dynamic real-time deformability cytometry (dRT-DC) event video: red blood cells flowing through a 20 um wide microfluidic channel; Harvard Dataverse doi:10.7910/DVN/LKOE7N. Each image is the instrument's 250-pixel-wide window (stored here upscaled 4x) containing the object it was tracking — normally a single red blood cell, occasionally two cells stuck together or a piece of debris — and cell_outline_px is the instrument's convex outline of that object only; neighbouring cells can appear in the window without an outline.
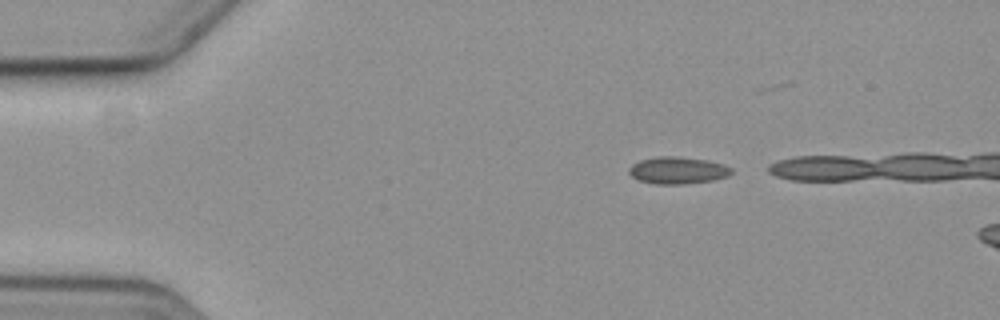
{"species": "common noctule bat (a hibernating species)", "species_latin": "Nyctalus noctula", "temperature_condition": "cold", "stored_images_in_passage": 3, "camera_frame_rate_fps": 3000, "um_per_image_px": 0.085, "animal": {"sex": "female", "body_mass_g": 19.3, "forearm_length_mm": 54.1}, "frame": {"image": 1, "passage_image": 1, "time_ms": 0.0, "image_size_px": [1000, 320], "cell_outline_px": [[732, 172], [728, 176], [712, 180], [684, 184], [656, 184], [640, 180], [632, 176], [628, 172], [628, 168], [632, 164], [640, 160], [656, 156], [680, 156], [708, 160], [724, 164], [732, 168]], "centroid_in_image_um": [57.61, 14.46], "position_along_channel_um": 27.4, "area_um2": 16.24}}